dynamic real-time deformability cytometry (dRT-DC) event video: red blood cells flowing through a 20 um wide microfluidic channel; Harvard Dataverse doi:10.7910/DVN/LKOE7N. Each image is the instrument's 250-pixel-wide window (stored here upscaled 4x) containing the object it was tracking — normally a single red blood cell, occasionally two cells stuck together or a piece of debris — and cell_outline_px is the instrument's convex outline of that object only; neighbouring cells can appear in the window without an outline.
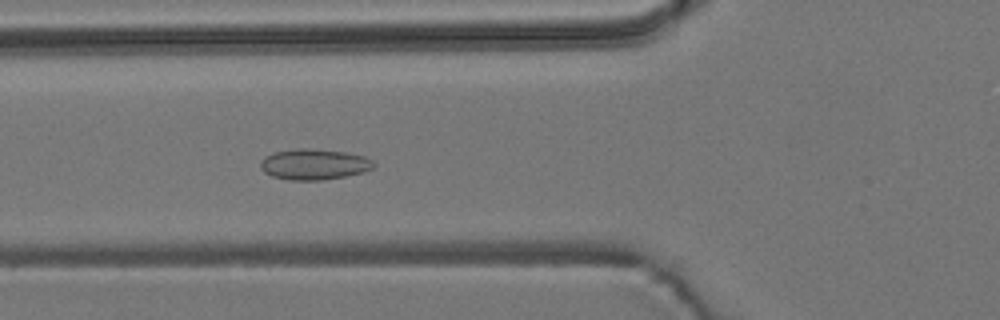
{"species": "common noctule bat (a hibernating species)", "species_latin": "Nyctalus noctula", "temperature_condition": "room temperature", "stored_images_in_passage": 4, "camera_frame_rate_fps": 3000, "um_per_image_px": 0.085, "animal": {"sex": "male", "body_mass_g": 19.2, "forearm_length_mm": 51.8}, "frame": {"image": 1, "passage_image": 4, "time_ms": 1.0, "image_size_px": [1000, 320], "cell_outline_px": [[376, 164], [372, 168], [364, 172], [344, 176], [320, 180], [288, 180], [272, 176], [264, 172], [260, 168], [260, 160], [264, 156], [276, 152], [296, 148], [308, 148], [344, 152], [364, 156], [372, 160]], "centroid_in_image_um": [26.67, 13.96], "position_along_channel_um": 99.1, "area_um2": 20.29}}